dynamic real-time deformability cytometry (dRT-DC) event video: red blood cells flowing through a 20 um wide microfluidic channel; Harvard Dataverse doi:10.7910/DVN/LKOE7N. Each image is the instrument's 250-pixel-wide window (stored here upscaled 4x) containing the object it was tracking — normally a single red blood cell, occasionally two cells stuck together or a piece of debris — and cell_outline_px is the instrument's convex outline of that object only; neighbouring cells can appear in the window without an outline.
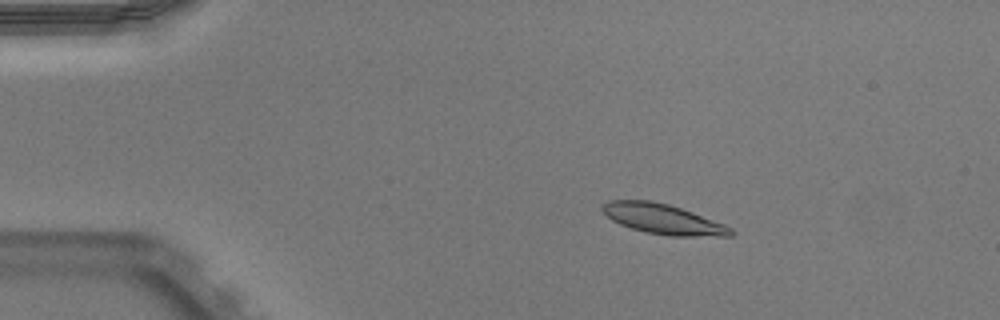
{"species": "Egyptian fruit bat (a non-hibernating species)", "species_latin": "Rousettus aegyptiacus", "temperature_condition": "warm", "stored_images_in_passage": 51, "camera_frame_rate_fps": 3000, "um_per_image_px": 0.085, "animal": {"sex": "male"}, "frame": {"image": 1, "passage_image": 9, "time_ms": 2.667, "image_size_px": [1000, 320], "cell_outline_px": [[736, 232], [732, 236], [668, 236], [644, 232], [620, 224], [612, 220], [600, 208], [600, 204], [608, 200], [648, 200], [668, 204], [692, 212], [724, 224], [732, 228]], "centroid_in_image_um": [56.34, 18.62], "position_along_channel_um": 28.7, "area_um2": 22.54}}
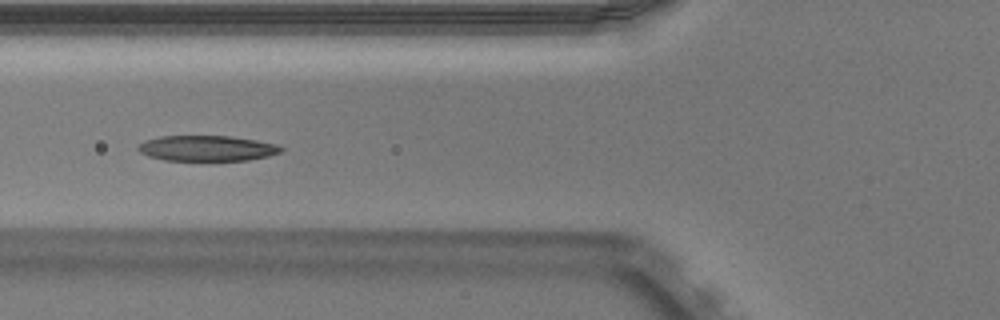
{"frame": {"image": 2, "passage_image": 20, "time_ms": 6.333, "image_size_px": [1000, 320], "cell_outline_px": [[284, 148], [280, 152], [268, 156], [248, 160], [164, 160], [148, 156], [140, 152], [136, 148], [144, 140], [160, 136], [232, 136], [256, 140], [276, 144]], "centroid_in_image_um": [17.57, 12.6], "position_along_channel_um": 108.2, "area_um2": 21.21}}
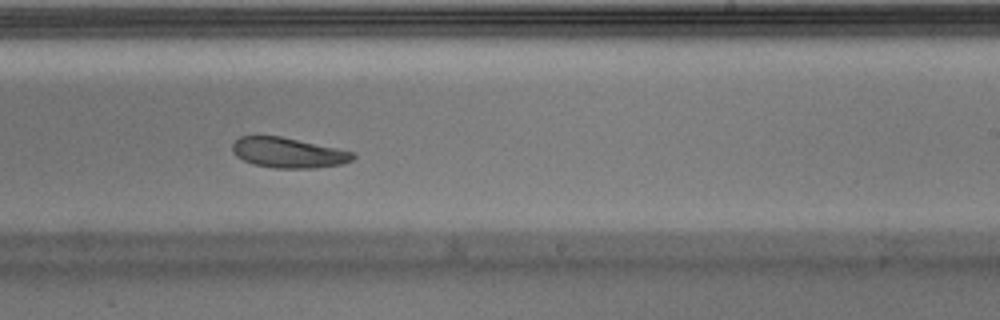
{"frame": {"image": 3, "passage_image": 32, "time_ms": 10.333, "image_size_px": [1000, 320], "cell_outline_px": [[356, 156], [352, 160], [340, 164], [316, 168], [272, 168], [252, 164], [236, 156], [232, 152], [232, 144], [240, 136], [280, 136], [356, 152]], "centroid_in_image_um": [24.5, 12.99], "position_along_channel_um": 264.5, "area_um2": 21.27}, "authors_computed_cell_mechanics": {"area_um2": 22.3108, "velocity_mm_per_s": 3.9014, "shape_relaxation_time_tau1_ms": 3.0333, "shape_relaxation_time_tau2_ms": 4.7373, "deformation_change_tau1": 0.1217, "deformation_change_tau2": 0.1099}}